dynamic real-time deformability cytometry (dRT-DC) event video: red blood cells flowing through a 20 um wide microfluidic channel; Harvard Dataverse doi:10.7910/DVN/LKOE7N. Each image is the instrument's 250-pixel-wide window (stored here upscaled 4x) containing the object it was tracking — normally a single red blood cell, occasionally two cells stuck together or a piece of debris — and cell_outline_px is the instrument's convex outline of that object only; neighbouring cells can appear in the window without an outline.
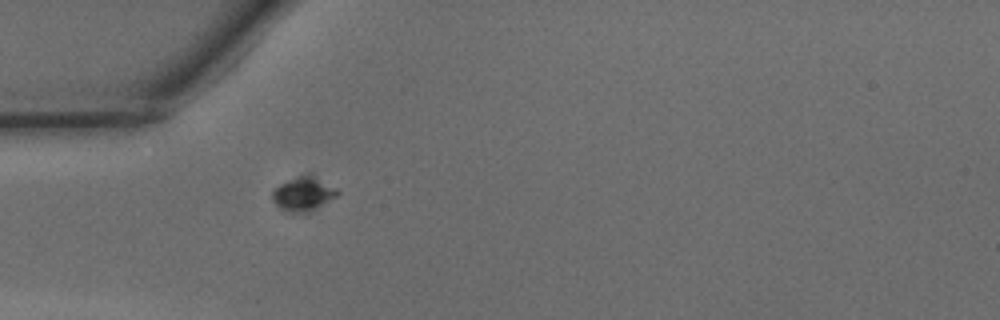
{"species": "common noctule bat (a hibernating species)", "species_latin": "Nyctalus noctula", "temperature_condition": "warm", "stored_images_in_passage": 36, "camera_frame_rate_fps": 3000, "um_per_image_px": 0.085, "animal": {"sex": "male", "body_mass_g": 15.6}, "frame": {"image": 1, "passage_image": 1, "time_ms": 0.0, "image_size_px": [1000, 320], "cell_outline_px": [[340, 192], [336, 196], [308, 212], [300, 212], [280, 208], [276, 204], [272, 196], [272, 192], [280, 184], [304, 172], [312, 172], [336, 188]], "centroid_in_image_um": [25.82, 16.39], "position_along_channel_um": 59.2, "area_um2": 12.83}}
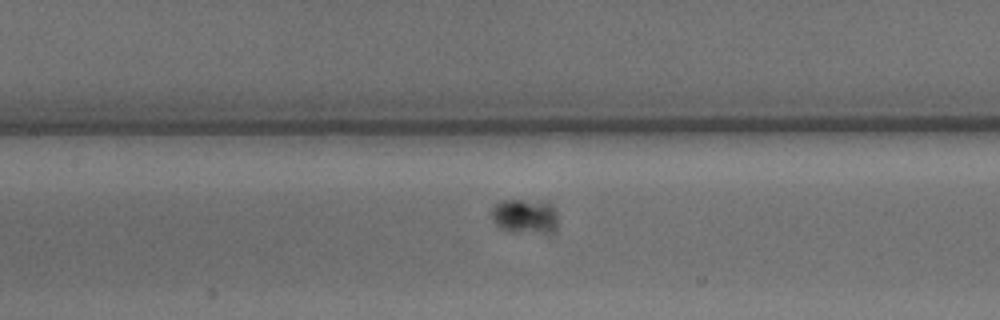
{"frame": {"image": 2, "passage_image": 9, "time_ms": 2.667, "image_size_px": [1000, 320], "cell_outline_px": [[556, 232], [552, 236], [548, 236], [508, 232], [500, 228], [488, 216], [488, 212], [492, 204], [500, 200], [548, 200], [556, 208]], "centroid_in_image_um": [44.62, 18.42], "position_along_channel_um": 162.8, "area_um2": 14.91}}
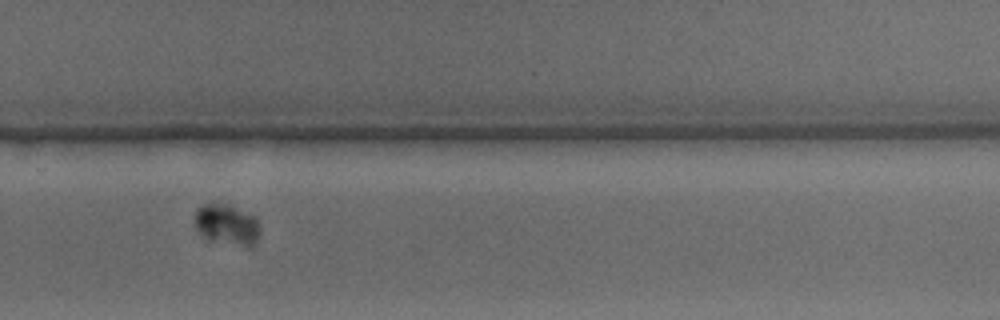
{"frame": {"image": 3, "passage_image": 20, "time_ms": 6.333, "image_size_px": [1000, 320], "cell_outline_px": [[260, 232], [256, 244], [252, 248], [248, 248], [208, 240], [200, 236], [192, 224], [192, 220], [196, 208], [204, 204], [228, 200], [256, 216], [260, 224]], "centroid_in_image_um": [19.28, 19.05], "position_along_channel_um": 310.5, "area_um2": 17.17}}